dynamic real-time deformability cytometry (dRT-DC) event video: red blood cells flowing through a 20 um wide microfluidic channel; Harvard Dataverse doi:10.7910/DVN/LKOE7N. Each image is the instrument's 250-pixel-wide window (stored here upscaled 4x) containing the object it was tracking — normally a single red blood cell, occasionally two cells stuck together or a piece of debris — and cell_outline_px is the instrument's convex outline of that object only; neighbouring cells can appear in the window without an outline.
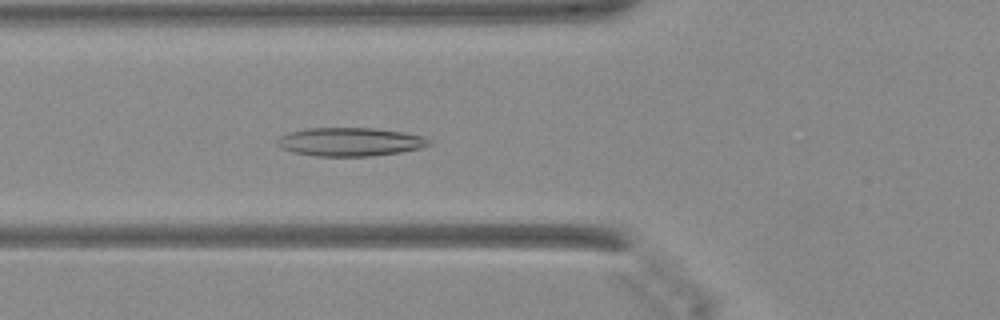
{"species": "Egyptian fruit bat (a non-hibernating species)", "species_latin": "Rousettus aegyptiacus", "temperature_condition": "warm", "stored_images_in_passage": 33, "camera_frame_rate_fps": 3000, "um_per_image_px": 0.085, "animal": {"sex": "female"}, "frame": {"image": 1, "passage_image": 3, "time_ms": 0.667, "image_size_px": [1000, 320], "cell_outline_px": [[432, 144], [420, 148], [400, 152], [372, 156], [316, 156], [296, 152], [284, 148], [276, 144], [276, 140], [280, 136], [292, 132], [308, 128], [372, 128], [404, 132], [424, 136], [432, 140]], "centroid_in_image_um": [29.82, 12.05], "position_along_channel_um": 96.0, "area_um2": 25.09}}
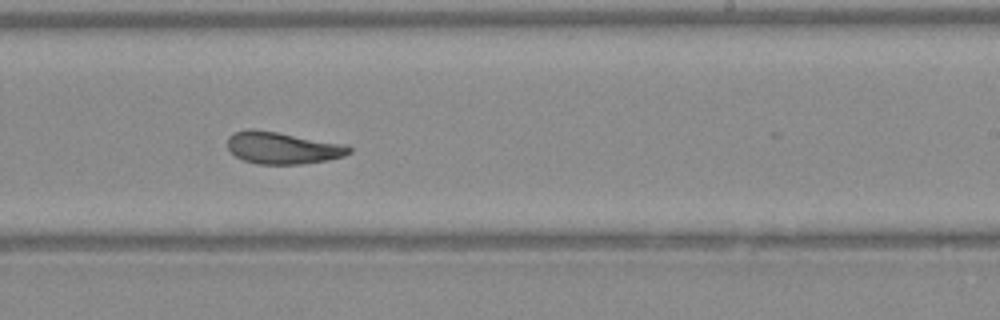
{"frame": {"image": 2, "passage_image": 15, "time_ms": 4.667, "image_size_px": [1000, 320], "cell_outline_px": [[352, 152], [344, 156], [328, 160], [300, 164], [260, 164], [244, 160], [236, 156], [228, 148], [228, 136], [236, 132], [248, 128], [252, 128], [348, 144], [352, 148]], "centroid_in_image_um": [24.06, 12.56], "position_along_channel_um": 264.9, "area_um2": 22.72}}
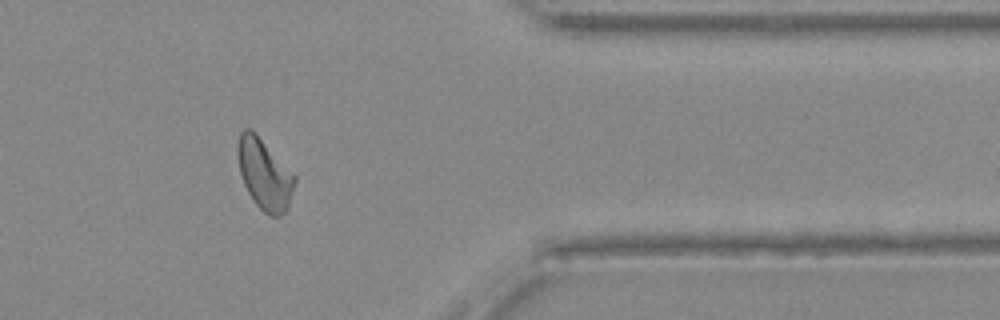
{"frame": {"image": 3, "passage_image": 25, "time_ms": 8.0, "image_size_px": [1000, 320], "cell_outline_px": [[296, 180], [288, 208], [280, 216], [268, 216], [256, 204], [248, 192], [244, 184], [240, 172], [236, 152], [236, 148], [240, 132], [244, 128], [252, 128], [296, 176]], "centroid_in_image_um": [22.47, 14.78], "position_along_channel_um": 388.9, "area_um2": 23.58}}